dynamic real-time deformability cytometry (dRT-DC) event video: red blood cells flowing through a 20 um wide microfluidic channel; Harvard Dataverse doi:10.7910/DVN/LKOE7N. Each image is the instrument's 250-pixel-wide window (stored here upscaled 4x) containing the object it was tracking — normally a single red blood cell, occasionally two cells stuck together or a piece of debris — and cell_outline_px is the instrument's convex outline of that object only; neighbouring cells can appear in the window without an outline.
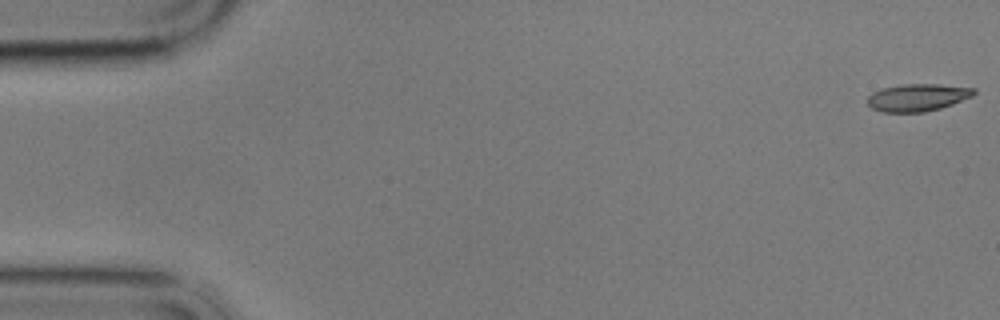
{"species": "common noctule bat (a hibernating species)", "species_latin": "Nyctalus noctula", "temperature_condition": "cold", "stored_images_in_passage": 5, "camera_frame_rate_fps": 3000, "um_per_image_px": 0.085, "animal": {"sex": "male", "body_mass_g": 17.9}, "frame": {"image": 1, "passage_image": 1, "time_ms": 0.0, "image_size_px": [1000, 320], "cell_outline_px": [[976, 92], [972, 96], [952, 104], [940, 108], [924, 112], [880, 112], [872, 108], [868, 104], [868, 96], [872, 92], [884, 88], [904, 84], [936, 84], [976, 88]], "centroid_in_image_um": [77.99, 8.29], "position_along_channel_um": 7.0, "area_um2": 16.88}}